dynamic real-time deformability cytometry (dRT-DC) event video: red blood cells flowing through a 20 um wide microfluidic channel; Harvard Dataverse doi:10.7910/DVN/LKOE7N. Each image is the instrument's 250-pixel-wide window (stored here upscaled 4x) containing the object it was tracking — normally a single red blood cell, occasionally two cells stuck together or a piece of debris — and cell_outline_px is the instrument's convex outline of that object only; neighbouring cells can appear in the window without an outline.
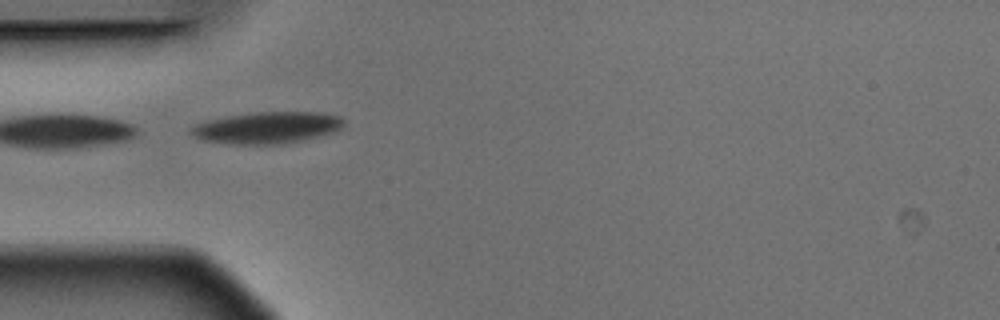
{"species": "Egyptian fruit bat (a non-hibernating species)", "species_latin": "Rousettus aegyptiacus", "temperature_condition": "warm", "stored_images_in_passage": 2, "camera_frame_rate_fps": 3000, "um_per_image_px": 0.085, "animal": {"sex": "male"}, "frame": {"image": 1, "passage_image": 1, "time_ms": 0.0, "image_size_px": [1000, 320], "cell_outline_px": [[344, 124], [340, 128], [332, 132], [304, 140], [280, 144], [232, 144], [204, 140], [188, 132], [196, 124], [208, 120], [228, 116], [252, 112], [320, 112], [340, 116], [344, 120]], "centroid_in_image_um": [22.72, 10.84], "position_along_channel_um": 62.3, "area_um2": 27.98}}